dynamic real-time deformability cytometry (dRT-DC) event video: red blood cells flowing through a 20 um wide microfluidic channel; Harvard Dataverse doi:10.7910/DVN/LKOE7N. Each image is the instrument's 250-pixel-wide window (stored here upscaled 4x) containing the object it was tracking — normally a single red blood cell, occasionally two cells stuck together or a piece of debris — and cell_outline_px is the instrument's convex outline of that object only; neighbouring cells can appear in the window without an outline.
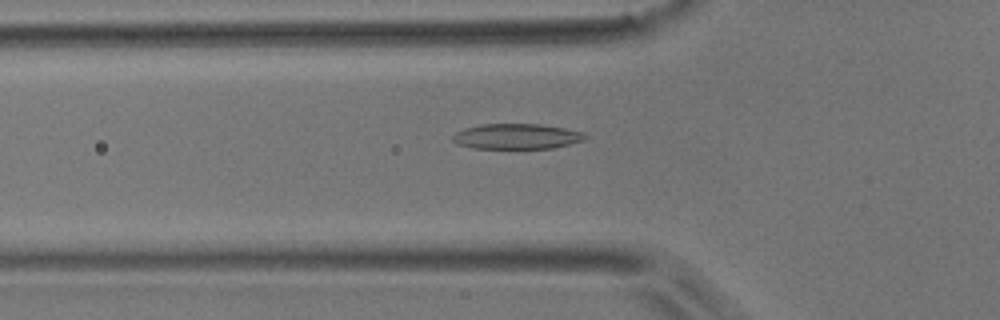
{"species": "common noctule bat (a hibernating species)", "species_latin": "Nyctalus noctula", "temperature_condition": "room temperature", "stored_images_in_passage": 38, "camera_frame_rate_fps": 3000, "um_per_image_px": 0.085, "animal": {"sex": "male", "body_mass_g": 17.9}, "frame": {"image": 1, "passage_image": 3, "time_ms": 0.667, "image_size_px": [1000, 320], "cell_outline_px": [[588, 136], [584, 140], [572, 144], [552, 148], [472, 148], [456, 144], [452, 140], [452, 136], [456, 132], [464, 128], [480, 124], [540, 124], [564, 128], [584, 132]], "centroid_in_image_um": [43.92, 11.59], "position_along_channel_um": 81.9, "area_um2": 19.71}}
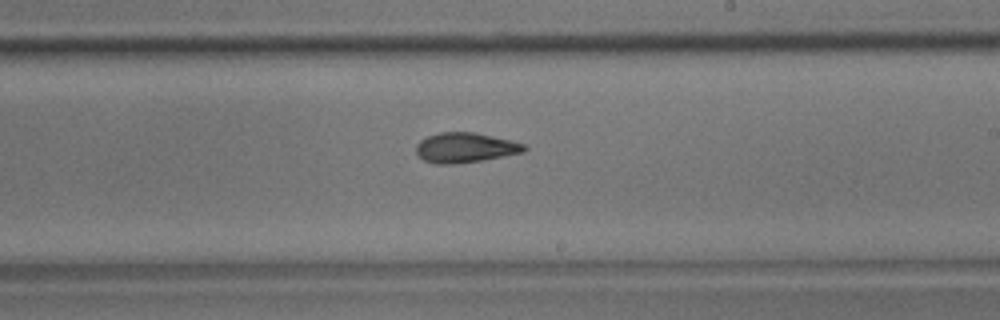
{"frame": {"image": 2, "passage_image": 16, "time_ms": 5.0, "image_size_px": [1000, 320], "cell_outline_px": [[528, 148], [524, 152], [484, 160], [452, 164], [436, 164], [424, 160], [416, 156], [416, 144], [420, 140], [428, 136], [440, 132], [476, 132], [524, 144]], "centroid_in_image_um": [39.51, 12.55], "position_along_channel_um": 249.5, "area_um2": 18.9}}
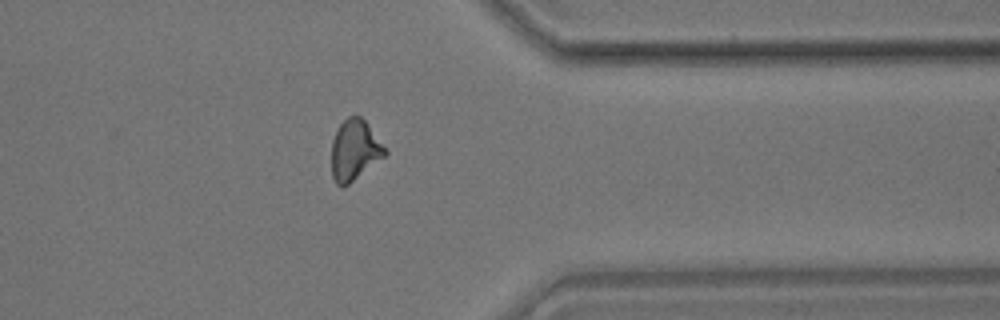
{"frame": {"image": 3, "passage_image": 27, "time_ms": 8.667, "image_size_px": [1000, 320], "cell_outline_px": [[388, 152], [384, 156], [344, 188], [340, 188], [336, 184], [332, 176], [332, 140], [340, 124], [348, 116], [360, 116], [368, 124]], "centroid_in_image_um": [30.12, 12.78], "position_along_channel_um": 381.3, "area_um2": 18.67}, "authors_computed_cell_mechanics": {"area_um2": 18.5249, "velocity_mm_per_s": 3.8441, "shape_relaxation_time_tau1_ms": 5.1784, "shape_relaxation_time_tau2_ms": 2.6821, "deformation_change_tau1": 0.1633, "deformation_change_tau2": 0.0955}}